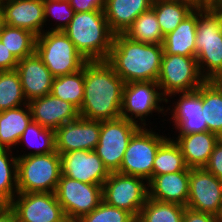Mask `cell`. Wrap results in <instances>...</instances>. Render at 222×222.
Instances as JSON below:
<instances>
[{
	"label": "cell",
	"instance_id": "6da1fadb",
	"mask_svg": "<svg viewBox=\"0 0 222 222\" xmlns=\"http://www.w3.org/2000/svg\"><path fill=\"white\" fill-rule=\"evenodd\" d=\"M124 84L106 61H87L80 116L95 121L120 118Z\"/></svg>",
	"mask_w": 222,
	"mask_h": 222
},
{
	"label": "cell",
	"instance_id": "7a4b0ae2",
	"mask_svg": "<svg viewBox=\"0 0 222 222\" xmlns=\"http://www.w3.org/2000/svg\"><path fill=\"white\" fill-rule=\"evenodd\" d=\"M163 54L162 44L135 42L124 34H115L105 61L124 83L157 82Z\"/></svg>",
	"mask_w": 222,
	"mask_h": 222
},
{
	"label": "cell",
	"instance_id": "3957f363",
	"mask_svg": "<svg viewBox=\"0 0 222 222\" xmlns=\"http://www.w3.org/2000/svg\"><path fill=\"white\" fill-rule=\"evenodd\" d=\"M63 32L87 61H105L115 35L100 10L75 12Z\"/></svg>",
	"mask_w": 222,
	"mask_h": 222
},
{
	"label": "cell",
	"instance_id": "277c9868",
	"mask_svg": "<svg viewBox=\"0 0 222 222\" xmlns=\"http://www.w3.org/2000/svg\"><path fill=\"white\" fill-rule=\"evenodd\" d=\"M61 174V156L56 150L49 154L18 157V193H55Z\"/></svg>",
	"mask_w": 222,
	"mask_h": 222
},
{
	"label": "cell",
	"instance_id": "5b68a950",
	"mask_svg": "<svg viewBox=\"0 0 222 222\" xmlns=\"http://www.w3.org/2000/svg\"><path fill=\"white\" fill-rule=\"evenodd\" d=\"M35 51L54 77L82 69L87 60L63 31H44L36 37Z\"/></svg>",
	"mask_w": 222,
	"mask_h": 222
},
{
	"label": "cell",
	"instance_id": "8992f818",
	"mask_svg": "<svg viewBox=\"0 0 222 222\" xmlns=\"http://www.w3.org/2000/svg\"><path fill=\"white\" fill-rule=\"evenodd\" d=\"M162 102L166 103V97L162 94L157 82L140 81L125 83L122 93L121 118L135 122L141 127H146L148 124L145 122L148 115L150 116L153 112H157L159 114L165 113L163 116H166L168 110H171L169 105L165 107L167 108L165 110Z\"/></svg>",
	"mask_w": 222,
	"mask_h": 222
},
{
	"label": "cell",
	"instance_id": "52a82bcc",
	"mask_svg": "<svg viewBox=\"0 0 222 222\" xmlns=\"http://www.w3.org/2000/svg\"><path fill=\"white\" fill-rule=\"evenodd\" d=\"M167 138L155 133L153 128L141 127L132 136L117 172L143 178L148 183L152 179L156 152Z\"/></svg>",
	"mask_w": 222,
	"mask_h": 222
},
{
	"label": "cell",
	"instance_id": "ba28073f",
	"mask_svg": "<svg viewBox=\"0 0 222 222\" xmlns=\"http://www.w3.org/2000/svg\"><path fill=\"white\" fill-rule=\"evenodd\" d=\"M205 81L196 57L163 54L157 83L166 98L173 93L197 90Z\"/></svg>",
	"mask_w": 222,
	"mask_h": 222
},
{
	"label": "cell",
	"instance_id": "9c48e42d",
	"mask_svg": "<svg viewBox=\"0 0 222 222\" xmlns=\"http://www.w3.org/2000/svg\"><path fill=\"white\" fill-rule=\"evenodd\" d=\"M145 179L110 172L102 185V198L107 204L131 213L136 219L148 198V183Z\"/></svg>",
	"mask_w": 222,
	"mask_h": 222
},
{
	"label": "cell",
	"instance_id": "30bf717a",
	"mask_svg": "<svg viewBox=\"0 0 222 222\" xmlns=\"http://www.w3.org/2000/svg\"><path fill=\"white\" fill-rule=\"evenodd\" d=\"M141 128L124 118L100 121V137L95 152L109 172H117L132 136Z\"/></svg>",
	"mask_w": 222,
	"mask_h": 222
},
{
	"label": "cell",
	"instance_id": "8fae6325",
	"mask_svg": "<svg viewBox=\"0 0 222 222\" xmlns=\"http://www.w3.org/2000/svg\"><path fill=\"white\" fill-rule=\"evenodd\" d=\"M55 195L69 222L91 213L103 200L102 185L83 183L62 174Z\"/></svg>",
	"mask_w": 222,
	"mask_h": 222
},
{
	"label": "cell",
	"instance_id": "7c38bea8",
	"mask_svg": "<svg viewBox=\"0 0 222 222\" xmlns=\"http://www.w3.org/2000/svg\"><path fill=\"white\" fill-rule=\"evenodd\" d=\"M9 205L17 222H69L55 193H17Z\"/></svg>",
	"mask_w": 222,
	"mask_h": 222
},
{
	"label": "cell",
	"instance_id": "4fadbf2b",
	"mask_svg": "<svg viewBox=\"0 0 222 222\" xmlns=\"http://www.w3.org/2000/svg\"><path fill=\"white\" fill-rule=\"evenodd\" d=\"M222 206V181L203 168H190L186 207L216 215Z\"/></svg>",
	"mask_w": 222,
	"mask_h": 222
},
{
	"label": "cell",
	"instance_id": "5bb4252c",
	"mask_svg": "<svg viewBox=\"0 0 222 222\" xmlns=\"http://www.w3.org/2000/svg\"><path fill=\"white\" fill-rule=\"evenodd\" d=\"M179 98L173 103L171 110V121L174 123L177 136L189 135L208 131L207 123L204 122L202 114V85L191 92H178L170 94L166 98V104L169 98Z\"/></svg>",
	"mask_w": 222,
	"mask_h": 222
},
{
	"label": "cell",
	"instance_id": "9a60e30c",
	"mask_svg": "<svg viewBox=\"0 0 222 222\" xmlns=\"http://www.w3.org/2000/svg\"><path fill=\"white\" fill-rule=\"evenodd\" d=\"M100 137V121L79 116L55 130V150L59 154L75 150H95Z\"/></svg>",
	"mask_w": 222,
	"mask_h": 222
},
{
	"label": "cell",
	"instance_id": "2e32d148",
	"mask_svg": "<svg viewBox=\"0 0 222 222\" xmlns=\"http://www.w3.org/2000/svg\"><path fill=\"white\" fill-rule=\"evenodd\" d=\"M62 175L87 184L103 185L110 172L93 151L75 150L60 154Z\"/></svg>",
	"mask_w": 222,
	"mask_h": 222
},
{
	"label": "cell",
	"instance_id": "e0dca14e",
	"mask_svg": "<svg viewBox=\"0 0 222 222\" xmlns=\"http://www.w3.org/2000/svg\"><path fill=\"white\" fill-rule=\"evenodd\" d=\"M32 121L44 128L56 130L63 124L76 120L80 114L79 109L72 103L47 94L28 102Z\"/></svg>",
	"mask_w": 222,
	"mask_h": 222
},
{
	"label": "cell",
	"instance_id": "ac0fdd59",
	"mask_svg": "<svg viewBox=\"0 0 222 222\" xmlns=\"http://www.w3.org/2000/svg\"><path fill=\"white\" fill-rule=\"evenodd\" d=\"M16 71L28 102L51 93L54 76L36 51L20 59Z\"/></svg>",
	"mask_w": 222,
	"mask_h": 222
},
{
	"label": "cell",
	"instance_id": "d6986e66",
	"mask_svg": "<svg viewBox=\"0 0 222 222\" xmlns=\"http://www.w3.org/2000/svg\"><path fill=\"white\" fill-rule=\"evenodd\" d=\"M2 6L5 24L29 30L36 36L46 31L44 0H7Z\"/></svg>",
	"mask_w": 222,
	"mask_h": 222
},
{
	"label": "cell",
	"instance_id": "ffe728a7",
	"mask_svg": "<svg viewBox=\"0 0 222 222\" xmlns=\"http://www.w3.org/2000/svg\"><path fill=\"white\" fill-rule=\"evenodd\" d=\"M190 168L154 176L148 182V198L186 207L189 195Z\"/></svg>",
	"mask_w": 222,
	"mask_h": 222
},
{
	"label": "cell",
	"instance_id": "44dd1931",
	"mask_svg": "<svg viewBox=\"0 0 222 222\" xmlns=\"http://www.w3.org/2000/svg\"><path fill=\"white\" fill-rule=\"evenodd\" d=\"M174 141L178 144L189 168H203L213 152L220 137L206 131L189 135L177 136Z\"/></svg>",
	"mask_w": 222,
	"mask_h": 222
},
{
	"label": "cell",
	"instance_id": "7402d4cb",
	"mask_svg": "<svg viewBox=\"0 0 222 222\" xmlns=\"http://www.w3.org/2000/svg\"><path fill=\"white\" fill-rule=\"evenodd\" d=\"M198 6L184 18L174 31L164 36V54L196 57Z\"/></svg>",
	"mask_w": 222,
	"mask_h": 222
},
{
	"label": "cell",
	"instance_id": "603a6c76",
	"mask_svg": "<svg viewBox=\"0 0 222 222\" xmlns=\"http://www.w3.org/2000/svg\"><path fill=\"white\" fill-rule=\"evenodd\" d=\"M153 0H106L104 14L114 34H124L133 21L149 10Z\"/></svg>",
	"mask_w": 222,
	"mask_h": 222
},
{
	"label": "cell",
	"instance_id": "cb8c5ba5",
	"mask_svg": "<svg viewBox=\"0 0 222 222\" xmlns=\"http://www.w3.org/2000/svg\"><path fill=\"white\" fill-rule=\"evenodd\" d=\"M31 121L29 104L0 112V148L14 149Z\"/></svg>",
	"mask_w": 222,
	"mask_h": 222
},
{
	"label": "cell",
	"instance_id": "d4e9b609",
	"mask_svg": "<svg viewBox=\"0 0 222 222\" xmlns=\"http://www.w3.org/2000/svg\"><path fill=\"white\" fill-rule=\"evenodd\" d=\"M196 7L190 0H153L151 6L163 36L174 31Z\"/></svg>",
	"mask_w": 222,
	"mask_h": 222
},
{
	"label": "cell",
	"instance_id": "484cf974",
	"mask_svg": "<svg viewBox=\"0 0 222 222\" xmlns=\"http://www.w3.org/2000/svg\"><path fill=\"white\" fill-rule=\"evenodd\" d=\"M202 114L208 131L222 136V93L210 81L202 84Z\"/></svg>",
	"mask_w": 222,
	"mask_h": 222
},
{
	"label": "cell",
	"instance_id": "4316f807",
	"mask_svg": "<svg viewBox=\"0 0 222 222\" xmlns=\"http://www.w3.org/2000/svg\"><path fill=\"white\" fill-rule=\"evenodd\" d=\"M188 168L180 147L174 139L168 137L156 152L152 178L161 174L185 171Z\"/></svg>",
	"mask_w": 222,
	"mask_h": 222
},
{
	"label": "cell",
	"instance_id": "83f0119b",
	"mask_svg": "<svg viewBox=\"0 0 222 222\" xmlns=\"http://www.w3.org/2000/svg\"><path fill=\"white\" fill-rule=\"evenodd\" d=\"M124 35L135 42L148 44H163L164 41L155 11L152 8L140 14Z\"/></svg>",
	"mask_w": 222,
	"mask_h": 222
},
{
	"label": "cell",
	"instance_id": "f1b7e54d",
	"mask_svg": "<svg viewBox=\"0 0 222 222\" xmlns=\"http://www.w3.org/2000/svg\"><path fill=\"white\" fill-rule=\"evenodd\" d=\"M50 94L80 109L84 98V65L78 72L54 77Z\"/></svg>",
	"mask_w": 222,
	"mask_h": 222
},
{
	"label": "cell",
	"instance_id": "f546056e",
	"mask_svg": "<svg viewBox=\"0 0 222 222\" xmlns=\"http://www.w3.org/2000/svg\"><path fill=\"white\" fill-rule=\"evenodd\" d=\"M22 143L26 144L28 149L32 148V151L27 154L23 153L21 156L17 155V157L52 153L55 151V131L44 128L35 121H31L22 133L18 145Z\"/></svg>",
	"mask_w": 222,
	"mask_h": 222
},
{
	"label": "cell",
	"instance_id": "4dcf8cb0",
	"mask_svg": "<svg viewBox=\"0 0 222 222\" xmlns=\"http://www.w3.org/2000/svg\"><path fill=\"white\" fill-rule=\"evenodd\" d=\"M36 35L31 31L4 25L0 32V41L20 60L35 52Z\"/></svg>",
	"mask_w": 222,
	"mask_h": 222
},
{
	"label": "cell",
	"instance_id": "1f68e13d",
	"mask_svg": "<svg viewBox=\"0 0 222 222\" xmlns=\"http://www.w3.org/2000/svg\"><path fill=\"white\" fill-rule=\"evenodd\" d=\"M185 207L147 198L136 222H182Z\"/></svg>",
	"mask_w": 222,
	"mask_h": 222
},
{
	"label": "cell",
	"instance_id": "d6a6232c",
	"mask_svg": "<svg viewBox=\"0 0 222 222\" xmlns=\"http://www.w3.org/2000/svg\"><path fill=\"white\" fill-rule=\"evenodd\" d=\"M17 155L0 148V204H9L18 193Z\"/></svg>",
	"mask_w": 222,
	"mask_h": 222
},
{
	"label": "cell",
	"instance_id": "836d02e7",
	"mask_svg": "<svg viewBox=\"0 0 222 222\" xmlns=\"http://www.w3.org/2000/svg\"><path fill=\"white\" fill-rule=\"evenodd\" d=\"M26 104L28 101L16 69L0 71V112Z\"/></svg>",
	"mask_w": 222,
	"mask_h": 222
},
{
	"label": "cell",
	"instance_id": "e575fe53",
	"mask_svg": "<svg viewBox=\"0 0 222 222\" xmlns=\"http://www.w3.org/2000/svg\"><path fill=\"white\" fill-rule=\"evenodd\" d=\"M212 43H222L221 21L208 6H198L196 44Z\"/></svg>",
	"mask_w": 222,
	"mask_h": 222
},
{
	"label": "cell",
	"instance_id": "d590c367",
	"mask_svg": "<svg viewBox=\"0 0 222 222\" xmlns=\"http://www.w3.org/2000/svg\"><path fill=\"white\" fill-rule=\"evenodd\" d=\"M196 60L201 75L211 80L222 69V43L196 44Z\"/></svg>",
	"mask_w": 222,
	"mask_h": 222
},
{
	"label": "cell",
	"instance_id": "8d00e7d4",
	"mask_svg": "<svg viewBox=\"0 0 222 222\" xmlns=\"http://www.w3.org/2000/svg\"><path fill=\"white\" fill-rule=\"evenodd\" d=\"M74 9L71 7L69 0H44L45 22L52 18L55 25L48 31H63L74 16ZM56 18V19H55Z\"/></svg>",
	"mask_w": 222,
	"mask_h": 222
},
{
	"label": "cell",
	"instance_id": "74e56055",
	"mask_svg": "<svg viewBox=\"0 0 222 222\" xmlns=\"http://www.w3.org/2000/svg\"><path fill=\"white\" fill-rule=\"evenodd\" d=\"M76 222H136V218L131 213L102 200L91 213L82 216Z\"/></svg>",
	"mask_w": 222,
	"mask_h": 222
},
{
	"label": "cell",
	"instance_id": "f35d334b",
	"mask_svg": "<svg viewBox=\"0 0 222 222\" xmlns=\"http://www.w3.org/2000/svg\"><path fill=\"white\" fill-rule=\"evenodd\" d=\"M204 168L222 181V140L216 143Z\"/></svg>",
	"mask_w": 222,
	"mask_h": 222
},
{
	"label": "cell",
	"instance_id": "ab89813d",
	"mask_svg": "<svg viewBox=\"0 0 222 222\" xmlns=\"http://www.w3.org/2000/svg\"><path fill=\"white\" fill-rule=\"evenodd\" d=\"M74 12L104 11L106 0H69Z\"/></svg>",
	"mask_w": 222,
	"mask_h": 222
},
{
	"label": "cell",
	"instance_id": "60d3db41",
	"mask_svg": "<svg viewBox=\"0 0 222 222\" xmlns=\"http://www.w3.org/2000/svg\"><path fill=\"white\" fill-rule=\"evenodd\" d=\"M19 60L0 41V71L15 70Z\"/></svg>",
	"mask_w": 222,
	"mask_h": 222
},
{
	"label": "cell",
	"instance_id": "b9f144b4",
	"mask_svg": "<svg viewBox=\"0 0 222 222\" xmlns=\"http://www.w3.org/2000/svg\"><path fill=\"white\" fill-rule=\"evenodd\" d=\"M182 222H216V216L185 207Z\"/></svg>",
	"mask_w": 222,
	"mask_h": 222
},
{
	"label": "cell",
	"instance_id": "7bdbcfd3",
	"mask_svg": "<svg viewBox=\"0 0 222 222\" xmlns=\"http://www.w3.org/2000/svg\"><path fill=\"white\" fill-rule=\"evenodd\" d=\"M0 222H17L16 214L9 204H0Z\"/></svg>",
	"mask_w": 222,
	"mask_h": 222
},
{
	"label": "cell",
	"instance_id": "ee69618b",
	"mask_svg": "<svg viewBox=\"0 0 222 222\" xmlns=\"http://www.w3.org/2000/svg\"><path fill=\"white\" fill-rule=\"evenodd\" d=\"M207 6L211 8L214 13L219 17L222 25V2L207 3Z\"/></svg>",
	"mask_w": 222,
	"mask_h": 222
},
{
	"label": "cell",
	"instance_id": "f6af8a7d",
	"mask_svg": "<svg viewBox=\"0 0 222 222\" xmlns=\"http://www.w3.org/2000/svg\"><path fill=\"white\" fill-rule=\"evenodd\" d=\"M5 25V18H4V9L2 4H0V32L2 30V28Z\"/></svg>",
	"mask_w": 222,
	"mask_h": 222
},
{
	"label": "cell",
	"instance_id": "bcb514c9",
	"mask_svg": "<svg viewBox=\"0 0 222 222\" xmlns=\"http://www.w3.org/2000/svg\"><path fill=\"white\" fill-rule=\"evenodd\" d=\"M222 93V78H212L210 80Z\"/></svg>",
	"mask_w": 222,
	"mask_h": 222
},
{
	"label": "cell",
	"instance_id": "7dc6e473",
	"mask_svg": "<svg viewBox=\"0 0 222 222\" xmlns=\"http://www.w3.org/2000/svg\"><path fill=\"white\" fill-rule=\"evenodd\" d=\"M197 6H207L208 0H190Z\"/></svg>",
	"mask_w": 222,
	"mask_h": 222
},
{
	"label": "cell",
	"instance_id": "c3c4849f",
	"mask_svg": "<svg viewBox=\"0 0 222 222\" xmlns=\"http://www.w3.org/2000/svg\"><path fill=\"white\" fill-rule=\"evenodd\" d=\"M215 216H216V222H222V206L219 208V211Z\"/></svg>",
	"mask_w": 222,
	"mask_h": 222
},
{
	"label": "cell",
	"instance_id": "681fc988",
	"mask_svg": "<svg viewBox=\"0 0 222 222\" xmlns=\"http://www.w3.org/2000/svg\"><path fill=\"white\" fill-rule=\"evenodd\" d=\"M213 78H222V69Z\"/></svg>",
	"mask_w": 222,
	"mask_h": 222
},
{
	"label": "cell",
	"instance_id": "f907efd6",
	"mask_svg": "<svg viewBox=\"0 0 222 222\" xmlns=\"http://www.w3.org/2000/svg\"><path fill=\"white\" fill-rule=\"evenodd\" d=\"M217 2H222V0H208L207 3H217Z\"/></svg>",
	"mask_w": 222,
	"mask_h": 222
},
{
	"label": "cell",
	"instance_id": "816d5d0a",
	"mask_svg": "<svg viewBox=\"0 0 222 222\" xmlns=\"http://www.w3.org/2000/svg\"><path fill=\"white\" fill-rule=\"evenodd\" d=\"M7 0H0V4H3L4 2H6Z\"/></svg>",
	"mask_w": 222,
	"mask_h": 222
}]
</instances>
